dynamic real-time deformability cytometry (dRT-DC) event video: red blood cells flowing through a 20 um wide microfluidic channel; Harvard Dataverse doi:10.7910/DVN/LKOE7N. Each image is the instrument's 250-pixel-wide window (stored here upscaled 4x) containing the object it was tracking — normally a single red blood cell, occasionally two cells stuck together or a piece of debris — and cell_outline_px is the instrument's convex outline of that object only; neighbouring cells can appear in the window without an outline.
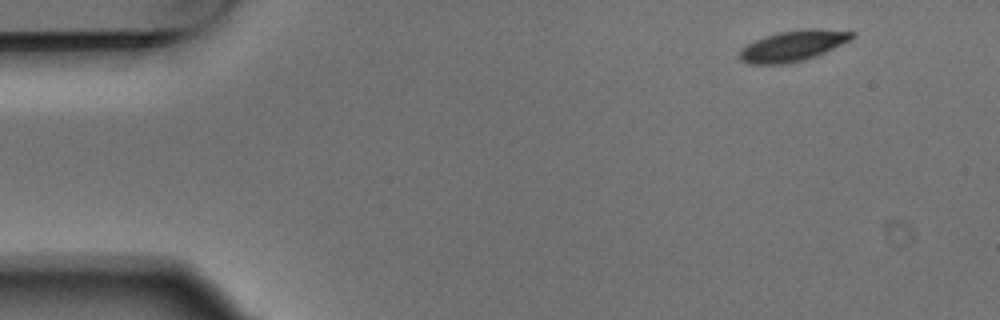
{"species": "Egyptian fruit bat (a non-hibernating species)", "species_latin": "Rousettus aegyptiacus", "temperature_condition": "warm", "stored_images_in_passage": 4, "camera_frame_rate_fps": 3000, "um_per_image_px": 0.085, "animal": {"sex": "male"}, "frame": {"image": 1, "passage_image": 1, "time_ms": 0.0, "image_size_px": [1000, 320], "cell_outline_px": [[856, 36], [852, 40], [816, 56], [804, 60], [784, 64], [748, 64], [740, 60], [740, 48], [764, 36], [776, 32], [800, 28], [816, 28], [856, 32]], "centroid_in_image_um": [67.44, 3.88], "position_along_channel_um": 17.6, "area_um2": 20.46}}
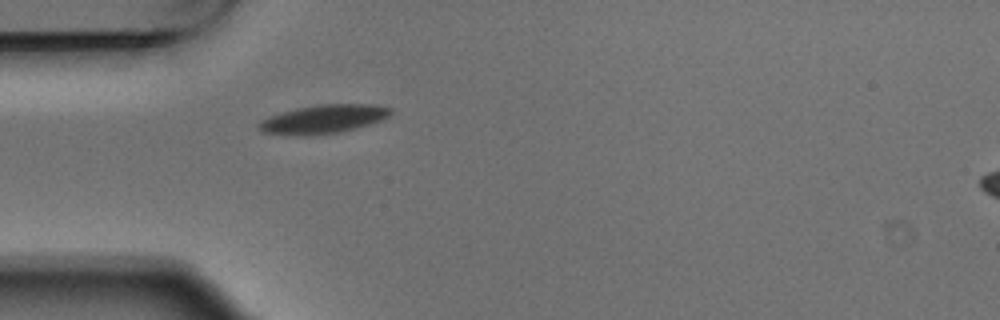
{"frame": {"image": 2, "passage_image": 4, "time_ms": 1.0, "image_size_px": [1000, 320], "cell_outline_px": [[392, 112], [388, 116], [380, 120], [356, 128], [340, 132], [316, 136], [288, 136], [260, 132], [256, 124], [260, 120], [268, 116], [296, 108], [320, 104], [376, 104], [392, 108]], "centroid_in_image_um": [27.41, 10.14], "position_along_channel_um": 57.6, "area_um2": 22.48}}